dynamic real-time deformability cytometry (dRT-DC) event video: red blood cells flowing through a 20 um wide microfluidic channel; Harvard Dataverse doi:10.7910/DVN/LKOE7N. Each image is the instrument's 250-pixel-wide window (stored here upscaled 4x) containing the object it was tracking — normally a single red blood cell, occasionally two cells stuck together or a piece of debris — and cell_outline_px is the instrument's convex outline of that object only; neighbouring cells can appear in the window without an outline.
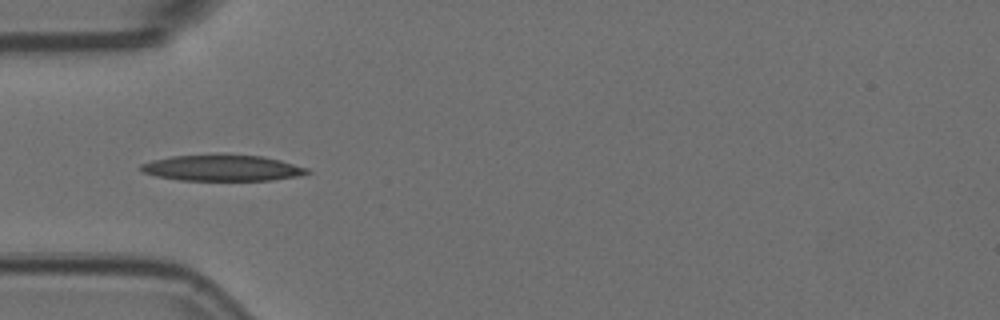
{"species": "Egyptian fruit bat (a non-hibernating species)", "species_latin": "Rousettus aegyptiacus", "temperature_condition": "room temperature", "stored_images_in_passage": 9, "camera_frame_rate_fps": 3000, "um_per_image_px": 0.085, "animal": {"sex": "female"}, "frame": {"image": 1, "passage_image": 4, "time_ms": 1.0, "image_size_px": [1000, 320], "cell_outline_px": [[312, 172], [300, 176], [272, 180], [180, 180], [156, 176], [144, 172], [140, 168], [140, 164], [152, 160], [172, 156], [216, 152], [224, 152], [264, 156], [280, 160], [308, 168]], "centroid_in_image_um": [18.92, 14.23], "position_along_channel_um": 66.1, "area_um2": 26.13}}
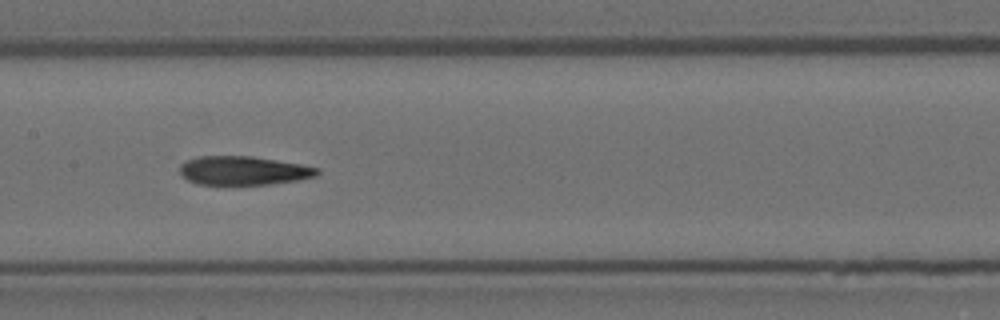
{"frame": {"image": 2, "passage_image": 7, "time_ms": 2.0, "image_size_px": [1000, 320], "cell_outline_px": [[320, 172], [316, 176], [300, 180], [268, 184], [196, 184], [180, 176], [180, 164], [188, 160], [200, 156], [252, 156], [300, 164], [320, 168]], "centroid_in_image_um": [20.7, 14.5], "position_along_channel_um": 186.7, "area_um2": 23.06}}
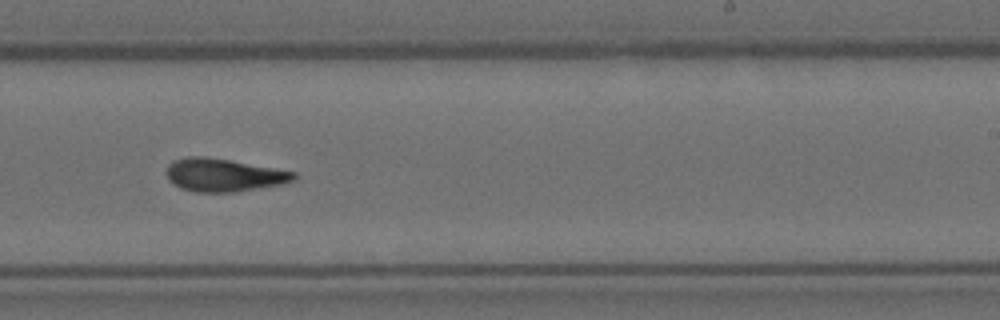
{"frame": {"image": 3, "passage_image": 9, "time_ms": 2.667, "image_size_px": [1000, 320], "cell_outline_px": [[296, 180], [280, 184], [236, 192], [196, 192], [180, 188], [172, 184], [168, 180], [168, 164], [172, 160], [188, 156], [204, 156], [228, 160], [296, 172]], "centroid_in_image_um": [18.98, 14.88], "position_along_channel_um": 270.0, "area_um2": 24.33}}